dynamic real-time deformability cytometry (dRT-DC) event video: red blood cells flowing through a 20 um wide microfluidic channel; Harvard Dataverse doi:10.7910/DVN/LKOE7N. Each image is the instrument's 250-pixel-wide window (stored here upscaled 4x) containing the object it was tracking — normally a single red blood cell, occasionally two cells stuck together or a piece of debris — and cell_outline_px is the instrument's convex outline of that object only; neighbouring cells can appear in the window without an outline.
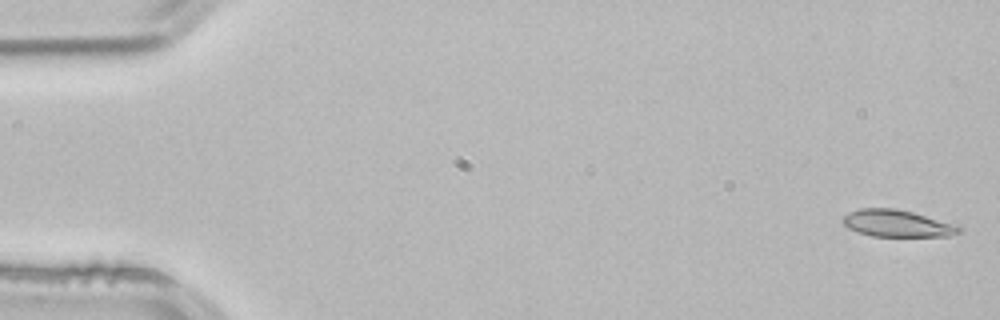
{"species": "common noctule bat (a hibernating species)", "species_latin": "Nyctalus noctula", "temperature_condition": "room temperature", "stored_images_in_passage": 4, "segment_of_instrument_passage": [2, 2], "camera_frame_rate_fps": 3000, "um_per_image_px": 0.085, "animal": {"sex": "male", "body_mass_g": 21.5, "forearm_length_mm": 52.0}, "frame": {"image": 1, "passage_image": 4, "time_ms": 1.0, "image_size_px": [1000, 320], "cell_outline_px": [[964, 228], [960, 232], [948, 236], [872, 236], [848, 228], [840, 220], [844, 216], [860, 208], [896, 208], [960, 224]], "centroid_in_image_um": [76.33, 18.99], "position_along_channel_um": 8.7, "area_um2": 18.38}}